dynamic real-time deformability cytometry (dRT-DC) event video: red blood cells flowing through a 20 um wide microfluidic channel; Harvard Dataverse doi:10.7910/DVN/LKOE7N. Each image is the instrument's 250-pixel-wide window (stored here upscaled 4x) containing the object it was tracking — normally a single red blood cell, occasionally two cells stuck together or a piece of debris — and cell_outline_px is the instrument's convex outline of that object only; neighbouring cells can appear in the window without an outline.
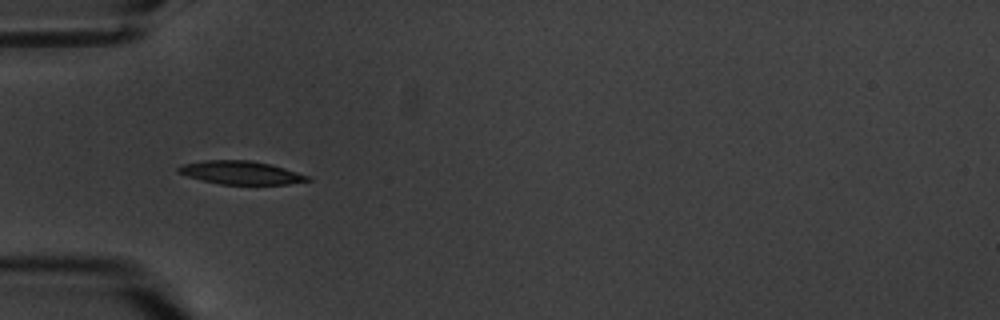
{"species": "common noctule bat (a hibernating species)", "species_latin": "Nyctalus noctula", "temperature_condition": "warm", "stored_images_in_passage": 10, "camera_frame_rate_fps": 3000, "um_per_image_px": 0.085, "animal": {"sex": "male", "body_mass_g": 20.1, "forearm_length_mm": 53.5}, "frame": {"image": 1, "passage_image": 6, "time_ms": 6.667, "image_size_px": [1000, 320], "cell_outline_px": [[312, 180], [288, 184], [220, 184], [188, 176], [176, 172], [176, 168], [184, 164], [204, 160], [252, 160], [272, 164], [312, 176]], "centroid_in_image_um": [20.53, 14.67], "position_along_channel_um": 64.5, "area_um2": 17.63}}